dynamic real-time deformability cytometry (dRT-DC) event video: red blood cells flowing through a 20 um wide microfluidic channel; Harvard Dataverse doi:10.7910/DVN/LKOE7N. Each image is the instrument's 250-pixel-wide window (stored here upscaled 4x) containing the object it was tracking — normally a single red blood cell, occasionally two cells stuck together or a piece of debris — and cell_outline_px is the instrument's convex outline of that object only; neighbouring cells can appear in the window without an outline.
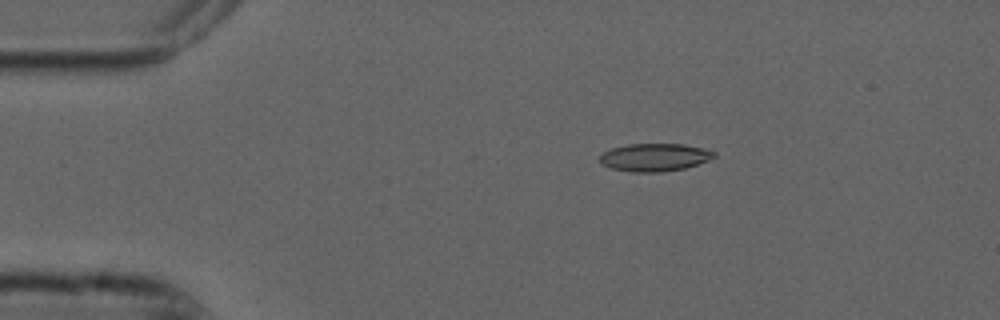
{"species": "common noctule bat (a hibernating species)", "species_latin": "Nyctalus noctula", "temperature_condition": "cold", "stored_images_in_passage": 46, "camera_frame_rate_fps": 3000, "um_per_image_px": 0.085, "animal": {"sex": "male", "forearm_length_mm": 52.5}, "frame": {"image": 1, "passage_image": 2, "time_ms": 0.333, "image_size_px": [1000, 320], "cell_outline_px": [[716, 156], [708, 160], [684, 168], [664, 172], [632, 172], [612, 168], [604, 164], [600, 160], [600, 156], [604, 152], [612, 148], [628, 144], [684, 144], [704, 148], [716, 152]], "centroid_in_image_um": [55.67, 13.36], "position_along_channel_um": 29.3, "area_um2": 18.38}}
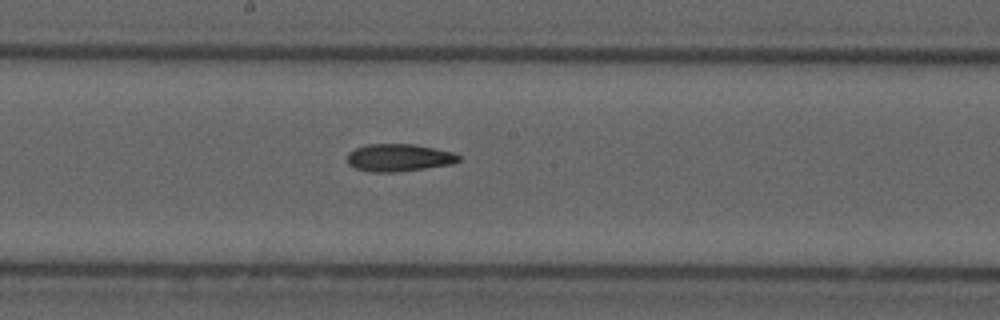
{"frame": {"image": 2, "passage_image": 21, "time_ms": 6.667, "image_size_px": [1000, 320], "cell_outline_px": [[460, 160], [452, 164], [396, 172], [372, 172], [356, 168], [348, 164], [348, 152], [356, 148], [368, 144], [416, 144], [452, 152], [460, 156]], "centroid_in_image_um": [33.9, 13.4], "position_along_channel_um": 214.3, "area_um2": 17.74}}
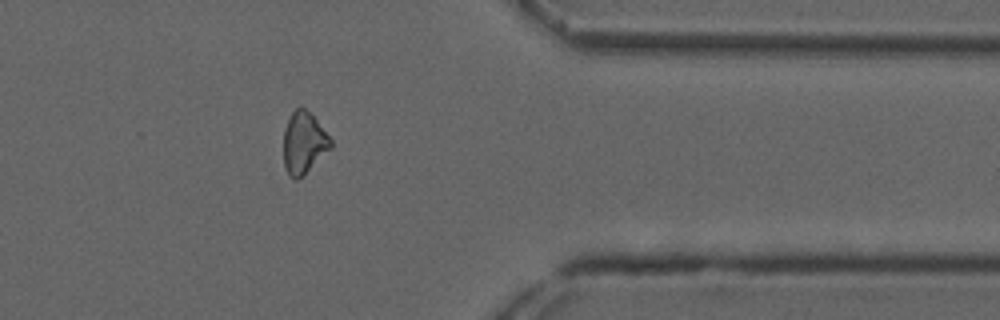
{"frame": {"image": 3, "passage_image": 36, "time_ms": 11.667, "image_size_px": [1000, 320], "cell_outline_px": [[332, 148], [304, 176], [296, 180], [292, 180], [288, 176], [284, 168], [284, 128], [292, 112], [296, 108], [304, 108], [316, 120], [332, 140]], "centroid_in_image_um": [25.82, 12.22], "position_along_channel_um": 385.6, "area_um2": 17.11}}